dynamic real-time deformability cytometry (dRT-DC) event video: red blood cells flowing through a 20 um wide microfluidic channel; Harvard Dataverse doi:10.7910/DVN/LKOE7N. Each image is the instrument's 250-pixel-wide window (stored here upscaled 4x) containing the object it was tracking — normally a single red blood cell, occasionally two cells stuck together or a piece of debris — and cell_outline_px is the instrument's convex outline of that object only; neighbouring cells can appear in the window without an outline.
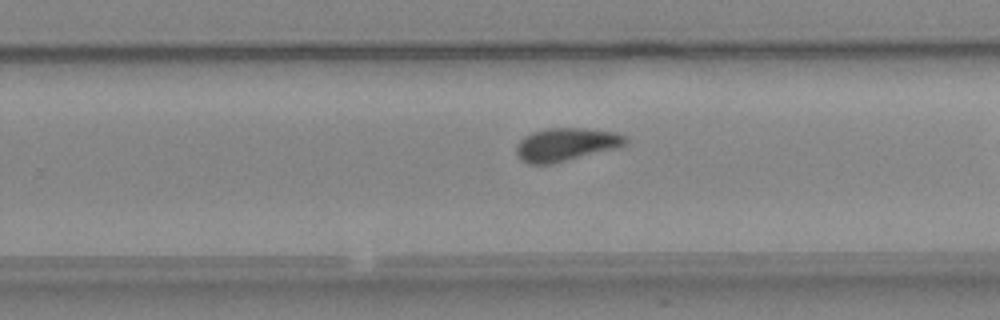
{"species": "common noctule bat (a hibernating species)", "species_latin": "Nyctalus noctula", "temperature_condition": "warm", "stored_images_in_passage": 26, "camera_frame_rate_fps": 3000, "um_per_image_px": 0.085, "animal": {"sex": "female", "body_mass_g": 24.6, "forearm_length_mm": 56.2}, "frame": {"image": 1, "passage_image": 19, "time_ms": 6.0, "image_size_px": [1000, 320], "cell_outline_px": [[628, 144], [616, 148], [552, 164], [528, 164], [520, 160], [516, 152], [516, 144], [524, 136], [532, 132], [548, 128], [584, 128], [616, 132], [624, 136], [628, 140]], "centroid_in_image_um": [48.09, 12.28], "position_along_channel_um": 281.7, "area_um2": 21.15}}
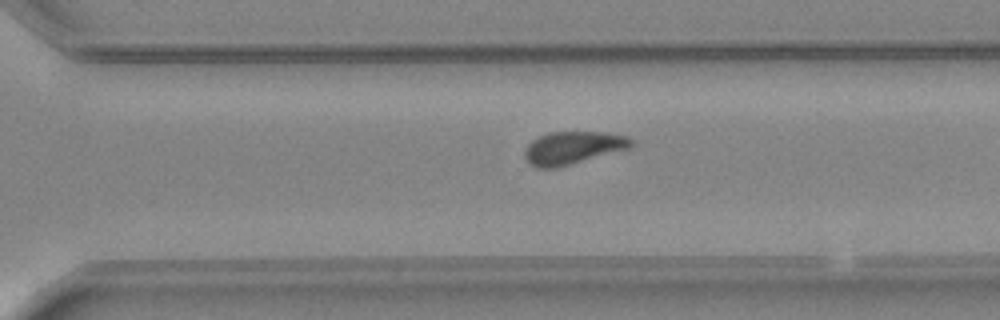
{"frame": {"image": 2, "passage_image": 22, "time_ms": 7.0, "image_size_px": [1000, 320], "cell_outline_px": [[636, 144], [632, 148], [556, 168], [536, 168], [528, 164], [524, 156], [524, 148], [532, 140], [548, 132], [608, 132], [628, 136], [636, 140]], "centroid_in_image_um": [48.74, 12.56], "position_along_channel_um": 321.9, "area_um2": 20.87}}